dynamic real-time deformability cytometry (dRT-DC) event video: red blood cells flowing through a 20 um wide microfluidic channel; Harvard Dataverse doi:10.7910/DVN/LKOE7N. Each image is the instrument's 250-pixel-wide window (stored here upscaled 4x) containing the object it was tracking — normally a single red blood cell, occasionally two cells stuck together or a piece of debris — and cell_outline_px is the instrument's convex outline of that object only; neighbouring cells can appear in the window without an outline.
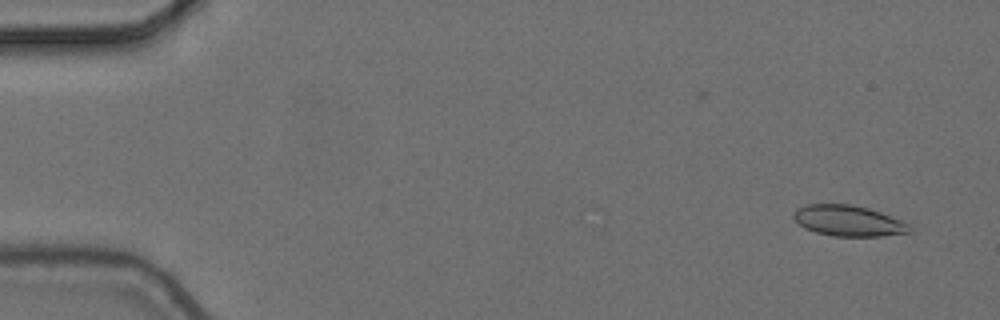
{"species": "common noctule bat (a hibernating species)", "species_latin": "Nyctalus noctula", "temperature_condition": "cold", "stored_images_in_passage": 4, "camera_frame_rate_fps": 3000, "um_per_image_px": 0.085, "animal": {"sex": "female", "body_mass_g": 24.6, "forearm_length_mm": 56.2}, "frame": {"image": 1, "passage_image": 1, "time_ms": 0.0, "image_size_px": [1000, 320], "cell_outline_px": [[912, 232], [880, 236], [832, 236], [816, 232], [804, 228], [792, 216], [792, 212], [796, 208], [808, 204], [852, 204], [868, 208], [880, 212], [908, 224], [912, 228]], "centroid_in_image_um": [72.08, 18.76], "position_along_channel_um": 12.9, "area_um2": 20.75}}
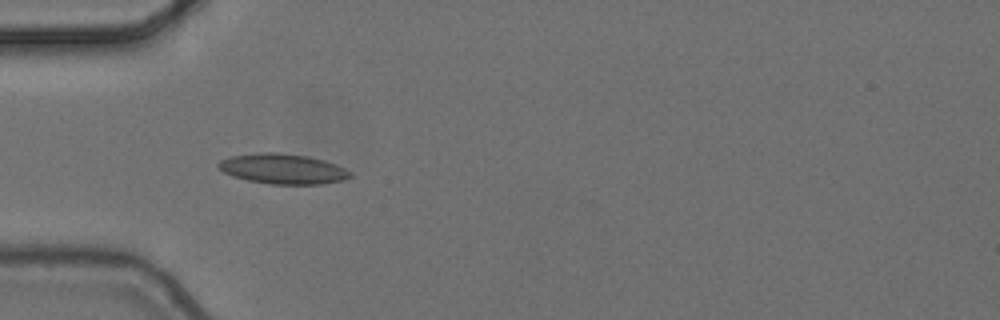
{"frame": {"image": 2, "passage_image": 4, "time_ms": 1.0, "image_size_px": [1000, 320], "cell_outline_px": [[352, 176], [344, 180], [320, 184], [272, 184], [248, 180], [232, 176], [224, 172], [216, 164], [220, 160], [228, 156], [260, 152], [276, 152], [308, 156], [324, 160], [336, 164], [352, 172]], "centroid_in_image_um": [24.04, 14.34], "position_along_channel_um": 61.0, "area_um2": 23.24}}